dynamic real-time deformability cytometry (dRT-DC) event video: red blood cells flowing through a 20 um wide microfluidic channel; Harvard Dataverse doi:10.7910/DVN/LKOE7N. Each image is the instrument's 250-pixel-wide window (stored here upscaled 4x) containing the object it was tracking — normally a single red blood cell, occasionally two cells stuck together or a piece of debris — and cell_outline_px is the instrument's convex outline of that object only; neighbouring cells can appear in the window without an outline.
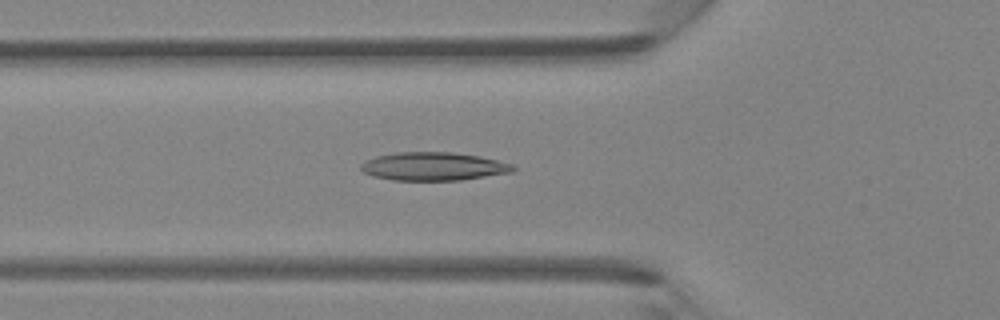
{"species": "Egyptian fruit bat (a non-hibernating species)", "species_latin": "Rousettus aegyptiacus", "temperature_condition": "room temperature", "stored_images_in_passage": 34, "camera_frame_rate_fps": 3000, "um_per_image_px": 0.085, "animal": {"sex": "female"}, "frame": {"image": 1, "passage_image": 5, "time_ms": 1.333, "image_size_px": [1000, 320], "cell_outline_px": [[516, 168], [512, 172], [460, 180], [392, 180], [372, 176], [364, 172], [360, 168], [360, 164], [364, 160], [376, 156], [396, 152], [452, 152], [480, 156], [512, 164]], "centroid_in_image_um": [36.8, 14.14], "position_along_channel_um": 89.0, "area_um2": 25.09}}
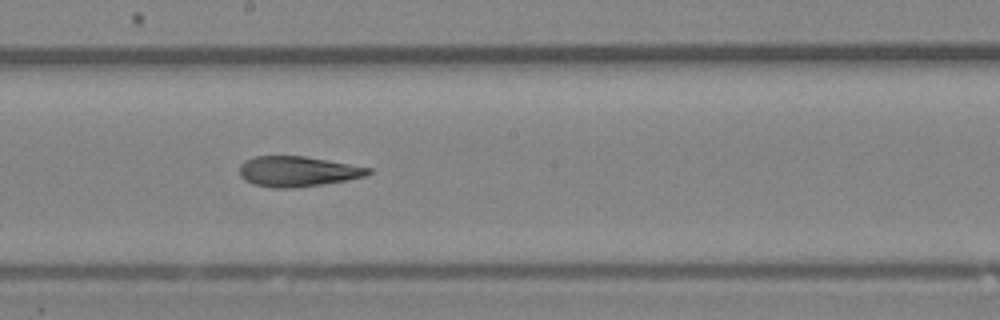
{"frame": {"image": 2, "passage_image": 14, "time_ms": 4.333, "image_size_px": [1000, 320], "cell_outline_px": [[372, 172], [364, 176], [348, 180], [292, 188], [272, 188], [252, 184], [244, 180], [240, 176], [240, 164], [244, 160], [256, 156], [304, 156], [328, 160], [372, 168]], "centroid_in_image_um": [25.27, 14.57], "position_along_channel_um": 222.9, "area_um2": 22.77}}
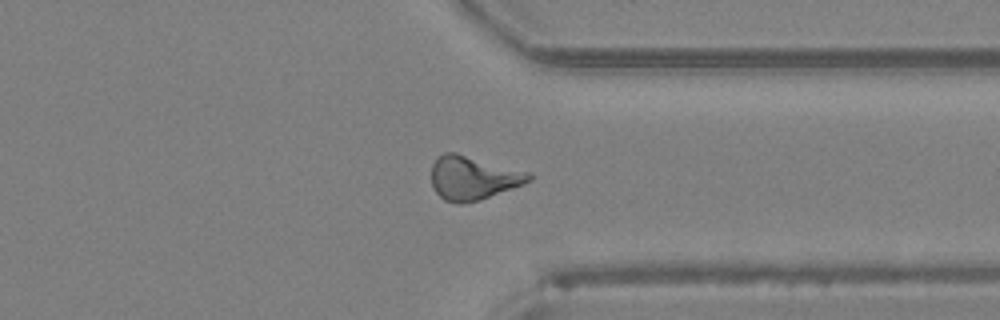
{"frame": {"image": 3, "passage_image": 24, "time_ms": 7.667, "image_size_px": [1000, 320], "cell_outline_px": [[532, 180], [524, 184], [480, 200], [460, 204], [444, 200], [432, 188], [432, 164], [436, 156], [444, 152], [456, 152], [528, 172], [532, 176]], "centroid_in_image_um": [40.17, 15.11], "position_along_channel_um": 371.2, "area_um2": 24.91}}